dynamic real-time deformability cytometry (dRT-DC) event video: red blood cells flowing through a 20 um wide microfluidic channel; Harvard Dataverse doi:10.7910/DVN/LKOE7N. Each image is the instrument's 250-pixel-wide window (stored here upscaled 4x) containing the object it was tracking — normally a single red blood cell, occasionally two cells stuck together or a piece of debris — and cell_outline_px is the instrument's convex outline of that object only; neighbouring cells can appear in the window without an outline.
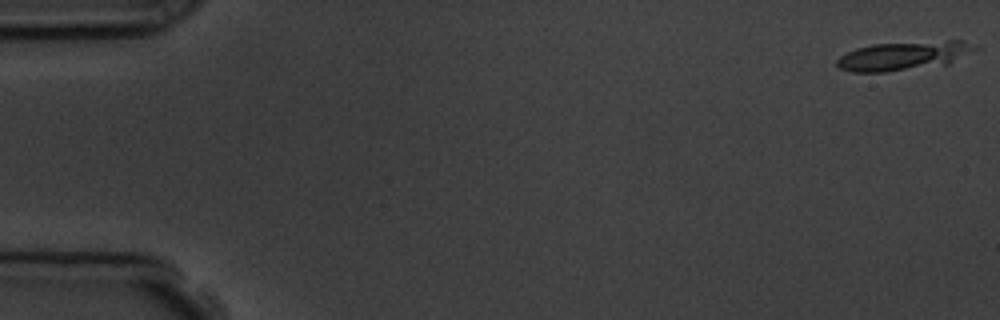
{"species": "common noctule bat (a hibernating species)", "species_latin": "Nyctalus noctula", "temperature_condition": "room temperature", "stored_images_in_passage": 6, "camera_frame_rate_fps": 3000, "um_per_image_px": 0.085, "animal": {"sex": "male", "body_mass_g": 19.5, "forearm_length_mm": 54.6}, "frame": {"image": 1, "passage_image": 1, "time_ms": 0.0, "image_size_px": [1000, 320], "cell_outline_px": [[980, 48], [948, 64], [884, 72], [852, 72], [840, 68], [836, 64], [836, 60], [840, 56], [856, 48], [872, 44], [948, 40], [964, 40]], "centroid_in_image_um": [76.83, 4.73], "position_along_channel_um": 8.2, "area_um2": 23.24}}
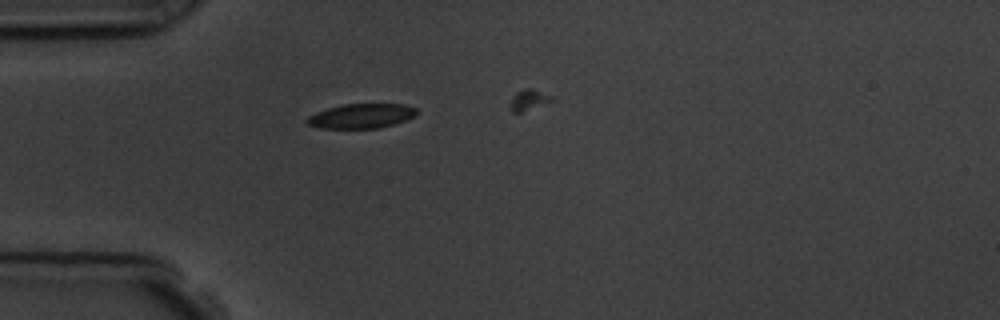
{"frame": {"image": 2, "passage_image": 5, "time_ms": 4.667, "image_size_px": [1000, 320], "cell_outline_px": [[416, 116], [408, 120], [376, 128], [320, 128], [308, 124], [304, 120], [308, 116], [316, 112], [328, 108], [344, 104], [404, 104], [416, 108]], "centroid_in_image_um": [30.71, 9.85], "position_along_channel_um": 54.3, "area_um2": 15.66}}